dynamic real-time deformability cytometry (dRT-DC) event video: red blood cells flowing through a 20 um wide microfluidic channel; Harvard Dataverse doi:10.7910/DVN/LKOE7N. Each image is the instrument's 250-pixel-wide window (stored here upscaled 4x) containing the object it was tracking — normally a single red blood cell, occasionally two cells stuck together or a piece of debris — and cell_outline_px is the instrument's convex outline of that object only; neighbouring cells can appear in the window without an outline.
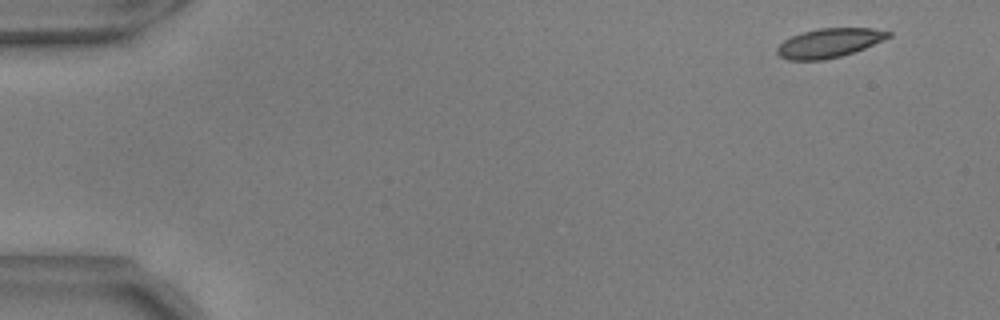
{"species": "common noctule bat (a hibernating species)", "species_latin": "Nyctalus noctula", "temperature_condition": "warm", "stored_images_in_passage": 52, "camera_frame_rate_fps": 3000, "um_per_image_px": 0.085, "animal": {"sex": "male", "body_mass_g": 17.9, "forearm_length_mm": 54.2}, "frame": {"image": 1, "passage_image": 1, "time_ms": 0.0, "image_size_px": [1000, 320], "cell_outline_px": [[892, 36], [884, 40], [864, 48], [840, 56], [824, 60], [788, 60], [780, 56], [776, 52], [776, 48], [784, 40], [792, 36], [804, 32], [820, 28], [872, 28], [892, 32]], "centroid_in_image_um": [70.49, 3.65], "position_along_channel_um": 14.5, "area_um2": 18.79}}
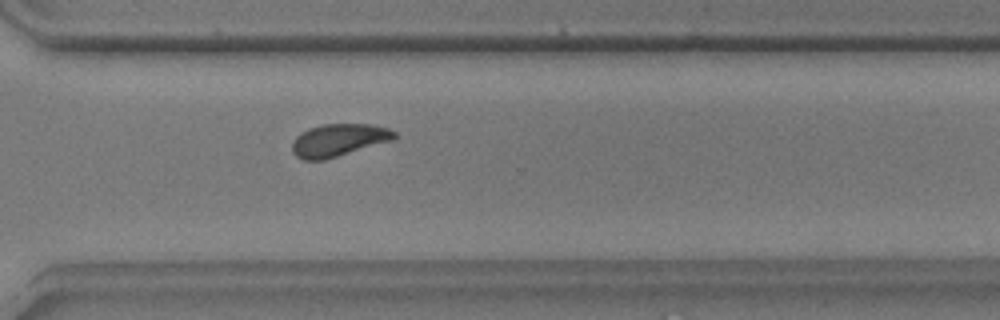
{"frame": {"image": 2, "passage_image": 38, "time_ms": 12.333, "image_size_px": [1000, 320], "cell_outline_px": [[396, 140], [324, 160], [304, 160], [296, 156], [292, 152], [292, 144], [296, 136], [300, 132], [308, 128], [320, 124], [368, 124], [388, 128], [396, 132]], "centroid_in_image_um": [28.79, 11.91], "position_along_channel_um": 341.8, "area_um2": 19.65}}
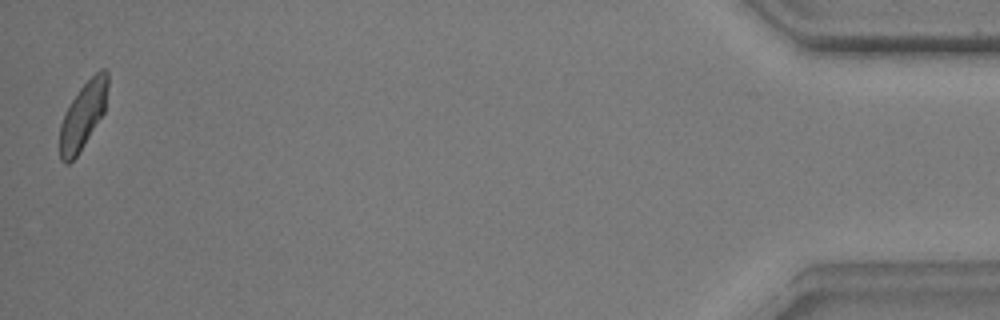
{"frame": {"image": 3, "passage_image": 52, "time_ms": 17.0, "image_size_px": [1000, 320], "cell_outline_px": [[108, 84], [104, 112], [76, 156], [68, 164], [64, 164], [60, 160], [60, 124], [72, 100], [80, 88], [100, 68], [104, 68], [108, 72]], "centroid_in_image_um": [7.06, 9.8], "position_along_channel_um": 428.1, "area_um2": 18.21}, "authors_computed_cell_mechanics": {"area_um2": 19.652, "velocity_mm_per_s": 3.6699, "shape_relaxation_time_tau1_ms": 4.1366, "shape_relaxation_time_tau2_ms": 1.7203, "deformation_change_tau1": 0.1135, "deformation_change_tau2": 0.0526}}